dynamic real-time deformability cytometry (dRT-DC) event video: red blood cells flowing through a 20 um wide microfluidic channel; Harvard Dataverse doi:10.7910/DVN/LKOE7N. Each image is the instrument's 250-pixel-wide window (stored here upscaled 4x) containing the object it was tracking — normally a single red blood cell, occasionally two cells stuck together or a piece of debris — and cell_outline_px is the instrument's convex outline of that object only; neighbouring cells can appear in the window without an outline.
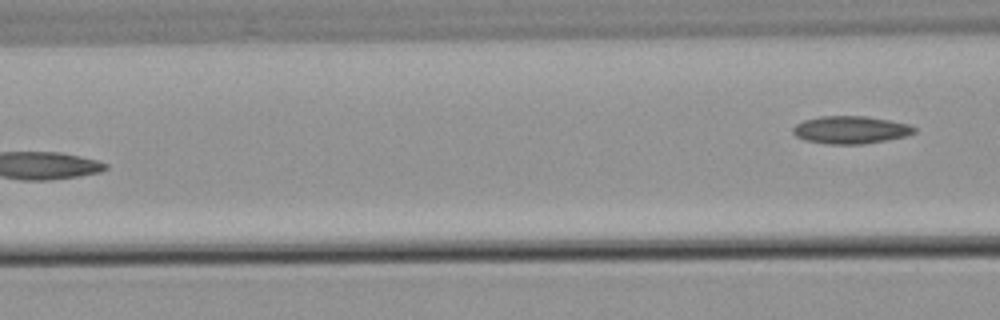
{"species": "common noctule bat (a hibernating species)", "species_latin": "Nyctalus noctula", "temperature_condition": "warm", "stored_images_in_passage": 3, "camera_frame_rate_fps": 3000, "um_per_image_px": 0.085, "animal": {"sex": "male", "body_mass_g": 21.5, "forearm_length_mm": 52.0}, "frame": {"image": 1, "passage_image": 3, "time_ms": 2.333, "image_size_px": [1000, 320], "cell_outline_px": [[916, 132], [904, 136], [864, 144], [824, 144], [804, 140], [796, 136], [792, 132], [792, 128], [796, 124], [804, 120], [820, 116], [864, 116], [888, 120], [908, 124], [916, 128]], "centroid_in_image_um": [72.25, 11.04], "position_along_channel_um": 94.3, "area_um2": 19.48}}